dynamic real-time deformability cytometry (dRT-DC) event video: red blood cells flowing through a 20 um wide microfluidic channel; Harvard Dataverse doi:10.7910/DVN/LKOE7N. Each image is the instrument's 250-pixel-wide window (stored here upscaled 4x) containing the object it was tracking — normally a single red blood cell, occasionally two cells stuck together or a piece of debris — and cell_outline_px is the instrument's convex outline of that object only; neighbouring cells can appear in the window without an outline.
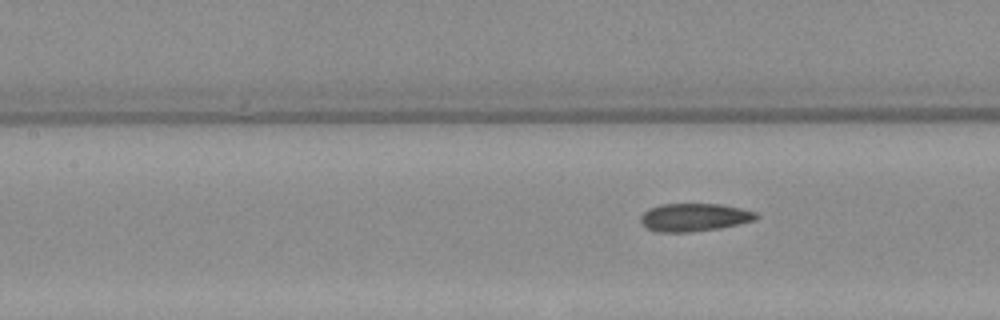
{"species": "Egyptian fruit bat (a non-hibernating species)", "species_latin": "Rousettus aegyptiacus", "temperature_condition": "warm", "stored_images_in_passage": 5, "camera_frame_rate_fps": 3000, "um_per_image_px": 0.085, "animal": {"sex": "female"}, "frame": {"image": 1, "passage_image": 5, "time_ms": 5.333, "image_size_px": [1000, 320], "cell_outline_px": [[760, 216], [756, 220], [720, 228], [688, 232], [656, 232], [648, 228], [640, 220], [640, 216], [648, 208], [660, 204], [720, 204], [740, 208], [756, 212]], "centroid_in_image_um": [59.02, 18.47], "position_along_channel_um": 148.4, "area_um2": 18.84}}